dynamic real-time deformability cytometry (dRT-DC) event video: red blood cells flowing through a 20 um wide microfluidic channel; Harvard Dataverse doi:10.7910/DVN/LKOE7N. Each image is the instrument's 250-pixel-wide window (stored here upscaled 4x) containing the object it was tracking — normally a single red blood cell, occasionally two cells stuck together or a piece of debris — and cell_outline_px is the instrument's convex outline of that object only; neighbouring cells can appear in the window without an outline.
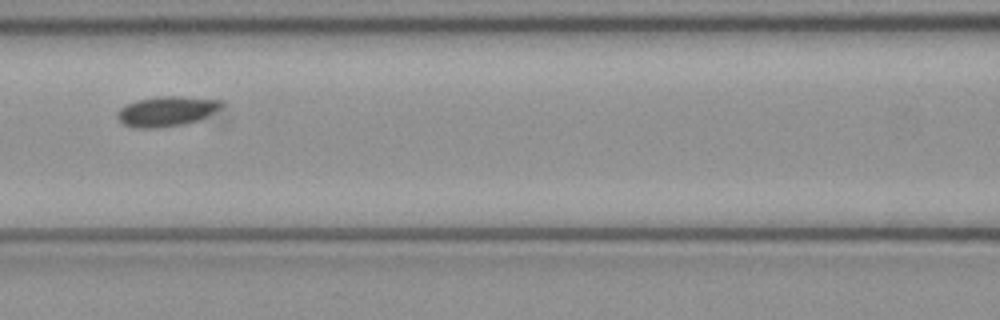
{"species": "common noctule bat (a hibernating species)", "species_latin": "Nyctalus noctula", "temperature_condition": "cold", "stored_images_in_passage": 4, "camera_frame_rate_fps": 3000, "um_per_image_px": 0.085, "animal": {"sex": "female", "body_mass_g": 21.9}, "frame": {"image": 1, "passage_image": 4, "time_ms": 1.0, "image_size_px": [1000, 320], "cell_outline_px": [[224, 108], [200, 120], [184, 124], [156, 128], [136, 128], [124, 124], [116, 116], [116, 112], [124, 104], [136, 100], [160, 96], [180, 96], [224, 100]], "centroid_in_image_um": [14.21, 9.45], "position_along_channel_um": 152.4, "area_um2": 18.61}}